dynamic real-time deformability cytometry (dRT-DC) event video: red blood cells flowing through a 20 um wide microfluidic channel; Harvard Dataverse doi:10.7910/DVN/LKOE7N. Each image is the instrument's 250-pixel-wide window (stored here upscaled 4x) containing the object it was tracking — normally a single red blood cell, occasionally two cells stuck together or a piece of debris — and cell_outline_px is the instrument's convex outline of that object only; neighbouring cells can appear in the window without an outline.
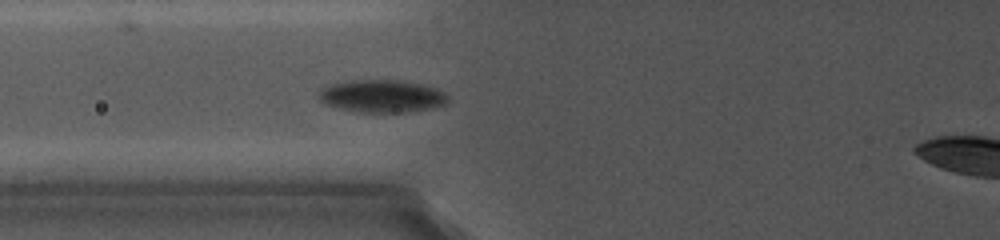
{"species": "common noctule bat (a hibernating species)", "species_latin": "Nyctalus noctula", "temperature_condition": "cold", "stored_images_in_passage": 4, "camera_frame_rate_fps": 5000, "um_per_image_px": 0.085, "animal": {"sex": "female", "body_mass_g": 19.0, "forearm_length_mm": 56.7}, "frame": {"image": 1, "passage_image": 4, "time_ms": 2.4, "image_size_px": [1000, 240], "cell_outline_px": [[448, 100], [444, 104], [428, 108], [404, 112], [360, 112], [340, 108], [328, 104], [320, 100], [320, 92], [324, 88], [332, 84], [360, 80], [396, 80], [420, 84], [432, 88], [440, 92]], "centroid_in_image_um": [32.43, 8.18], "position_along_channel_um": 93.4, "area_um2": 23.47}}